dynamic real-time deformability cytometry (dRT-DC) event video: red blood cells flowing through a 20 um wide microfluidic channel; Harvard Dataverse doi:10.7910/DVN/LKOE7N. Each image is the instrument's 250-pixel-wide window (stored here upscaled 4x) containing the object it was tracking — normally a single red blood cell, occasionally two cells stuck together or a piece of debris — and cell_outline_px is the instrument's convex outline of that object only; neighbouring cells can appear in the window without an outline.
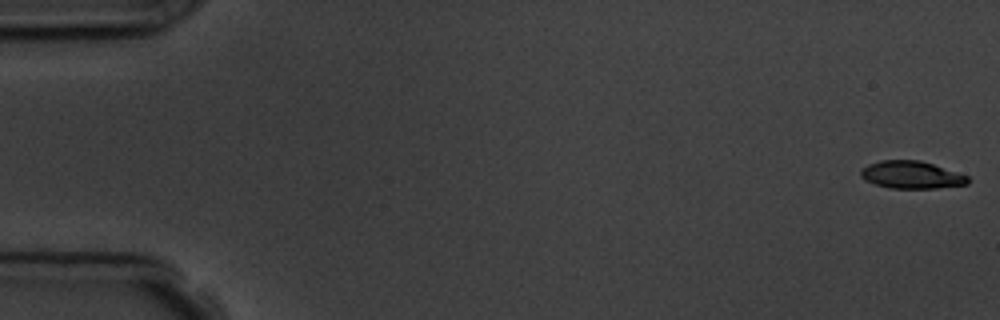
{"species": "common noctule bat (a hibernating species)", "species_latin": "Nyctalus noctula", "temperature_condition": "room temperature", "stored_images_in_passage": 7, "camera_frame_rate_fps": 3000, "um_per_image_px": 0.085, "animal": {"sex": "male", "body_mass_g": 19.5, "forearm_length_mm": 54.6}, "frame": {"image": 1, "passage_image": 1, "time_ms": 0.0, "image_size_px": [1000, 320], "cell_outline_px": [[968, 184], [936, 188], [888, 188], [864, 180], [860, 176], [860, 168], [868, 164], [880, 160], [920, 160], [968, 176]], "centroid_in_image_um": [77.41, 14.86], "position_along_channel_um": 7.6, "area_um2": 17.11}}
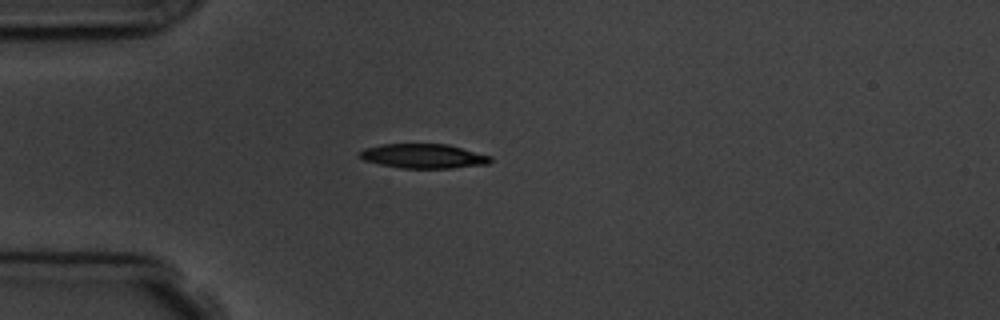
{"frame": {"image": 2, "passage_image": 5, "time_ms": 4.667, "image_size_px": [1000, 320], "cell_outline_px": [[492, 160], [488, 164], [452, 168], [400, 168], [380, 164], [364, 160], [360, 156], [360, 152], [364, 148], [380, 144], [448, 144], [492, 156]], "centroid_in_image_um": [36.01, 13.26], "position_along_channel_um": 49.0, "area_um2": 18.61}}